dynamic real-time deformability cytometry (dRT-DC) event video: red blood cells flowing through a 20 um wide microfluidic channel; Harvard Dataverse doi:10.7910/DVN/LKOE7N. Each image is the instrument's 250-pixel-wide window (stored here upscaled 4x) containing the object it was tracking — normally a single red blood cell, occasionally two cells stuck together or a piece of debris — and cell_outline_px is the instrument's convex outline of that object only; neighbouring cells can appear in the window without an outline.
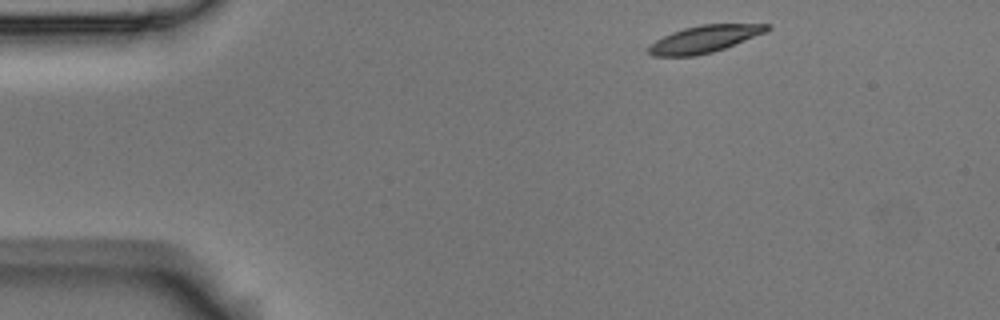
{"species": "Egyptian fruit bat (a non-hibernating species)", "species_latin": "Rousettus aegyptiacus", "temperature_condition": "room temperature", "stored_images_in_passage": 4, "segment_of_instrument_passage": [1, 2], "camera_frame_rate_fps": 3000, "um_per_image_px": 0.085, "animal": {"sex": "male"}, "frame": {"image": 1, "passage_image": 1, "time_ms": 0.0, "image_size_px": [1000, 320], "cell_outline_px": [[772, 28], [764, 32], [724, 48], [712, 52], [696, 56], [652, 56], [648, 52], [648, 48], [656, 40], [672, 32], [684, 28], [700, 24], [772, 24]], "centroid_in_image_um": [59.86, 3.31], "position_along_channel_um": 25.1, "area_um2": 18.44}}